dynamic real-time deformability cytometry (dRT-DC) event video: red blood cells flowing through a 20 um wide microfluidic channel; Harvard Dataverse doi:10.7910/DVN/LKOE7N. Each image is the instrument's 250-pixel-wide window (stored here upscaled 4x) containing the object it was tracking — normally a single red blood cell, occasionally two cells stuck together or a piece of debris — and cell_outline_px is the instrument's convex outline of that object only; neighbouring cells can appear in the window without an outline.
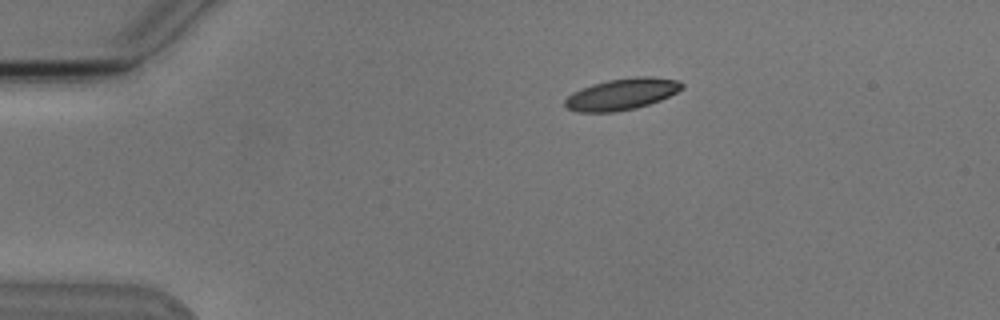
{"species": "Egyptian fruit bat (a non-hibernating species)", "species_latin": "Rousettus aegyptiacus", "temperature_condition": "cold", "stored_images_in_passage": 4, "segment_of_instrument_passage": [1, 2], "camera_frame_rate_fps": 3000, "um_per_image_px": 0.085, "animal": {"sex": "male"}, "frame": {"image": 1, "passage_image": 2, "time_ms": 1.333, "image_size_px": [1000, 320], "cell_outline_px": [[684, 88], [660, 100], [636, 108], [616, 112], [576, 112], [568, 108], [564, 104], [564, 100], [572, 92], [592, 84], [608, 80], [636, 76], [648, 76], [680, 80], [684, 84]], "centroid_in_image_um": [52.86, 8.0], "position_along_channel_um": 32.1, "area_um2": 21.5}}